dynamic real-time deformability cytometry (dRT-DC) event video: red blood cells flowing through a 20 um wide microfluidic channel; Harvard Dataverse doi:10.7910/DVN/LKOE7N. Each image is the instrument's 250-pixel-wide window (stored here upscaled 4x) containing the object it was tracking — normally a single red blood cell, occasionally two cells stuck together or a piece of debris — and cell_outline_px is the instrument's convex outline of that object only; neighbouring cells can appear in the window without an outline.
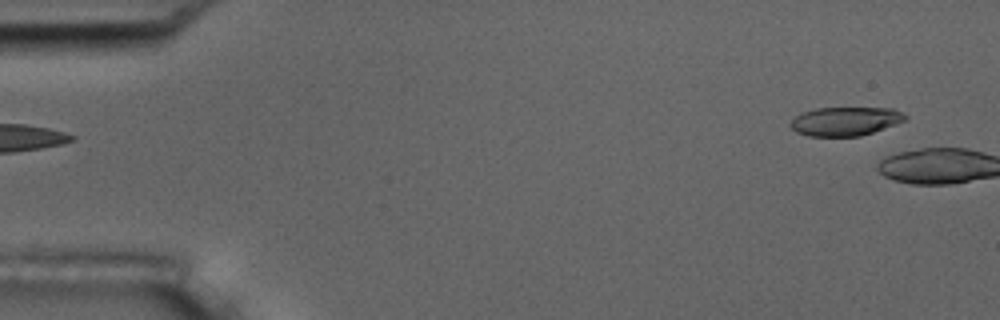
{"species": "common noctule bat (a hibernating species)", "species_latin": "Nyctalus noctula", "temperature_condition": "room temperature", "stored_images_in_passage": 2, "camera_frame_rate_fps": 3000, "um_per_image_px": 0.085, "animal": {"sex": "male", "body_mass_g": 17.5, "forearm_length_mm": 52.3}, "frame": {"image": 1, "passage_image": 1, "time_ms": 0.0, "image_size_px": [1000, 320], "cell_outline_px": [[908, 116], [904, 120], [896, 124], [860, 136], [808, 136], [796, 132], [788, 124], [796, 116], [804, 112], [816, 108], [892, 108]], "centroid_in_image_um": [71.83, 10.31], "position_along_channel_um": 13.2, "area_um2": 19.07}}